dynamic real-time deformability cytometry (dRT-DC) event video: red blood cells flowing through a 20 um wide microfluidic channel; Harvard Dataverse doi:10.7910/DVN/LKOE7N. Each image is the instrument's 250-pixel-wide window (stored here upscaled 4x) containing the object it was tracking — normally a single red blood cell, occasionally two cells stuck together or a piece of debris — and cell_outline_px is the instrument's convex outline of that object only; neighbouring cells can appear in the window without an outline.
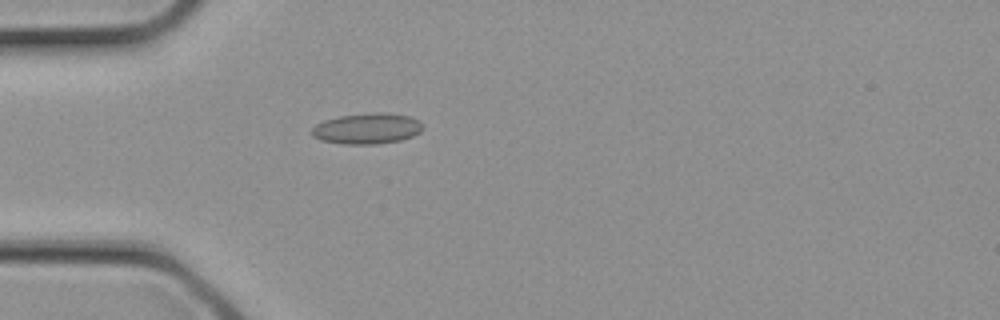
{"species": "common noctule bat (a hibernating species)", "species_latin": "Nyctalus noctula", "temperature_condition": "cold", "stored_images_in_passage": 3, "camera_frame_rate_fps": 3000, "um_per_image_px": 0.085, "animal": {"sex": "female", "body_mass_g": 21.9}, "frame": {"image": 1, "passage_image": 3, "time_ms": 0.667, "image_size_px": [1000, 320], "cell_outline_px": [[424, 128], [420, 132], [412, 136], [400, 140], [376, 144], [344, 144], [320, 140], [312, 136], [312, 128], [316, 124], [324, 120], [340, 116], [372, 112], [376, 112], [408, 116], [420, 120], [424, 124]], "centroid_in_image_um": [31.21, 10.93], "position_along_channel_um": 53.8, "area_um2": 19.94}}